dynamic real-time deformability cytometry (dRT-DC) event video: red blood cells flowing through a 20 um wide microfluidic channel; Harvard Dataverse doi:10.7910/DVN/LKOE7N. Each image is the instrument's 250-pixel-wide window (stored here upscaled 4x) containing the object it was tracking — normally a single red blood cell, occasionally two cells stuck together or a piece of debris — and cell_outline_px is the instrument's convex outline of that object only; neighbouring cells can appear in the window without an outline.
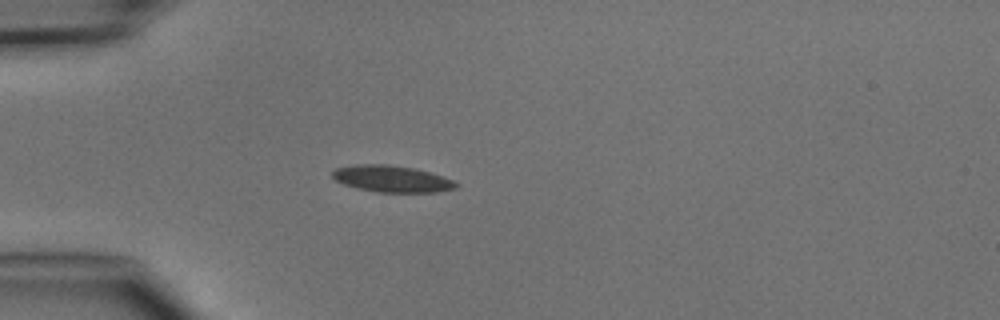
{"species": "common noctule bat (a hibernating species)", "species_latin": "Nyctalus noctula", "temperature_condition": "cold", "stored_images_in_passage": 2, "camera_frame_rate_fps": 3000, "um_per_image_px": 0.085, "animal": {"sex": "male", "body_mass_g": 15.6}, "frame": {"image": 1, "passage_image": 2, "time_ms": 1.333, "image_size_px": [1000, 320], "cell_outline_px": [[460, 184], [456, 188], [436, 192], [376, 192], [344, 184], [336, 180], [332, 176], [332, 172], [336, 168], [356, 164], [388, 164], [412, 168], [444, 176]], "centroid_in_image_um": [33.32, 15.2], "position_along_channel_um": 51.7, "area_um2": 19.02}}